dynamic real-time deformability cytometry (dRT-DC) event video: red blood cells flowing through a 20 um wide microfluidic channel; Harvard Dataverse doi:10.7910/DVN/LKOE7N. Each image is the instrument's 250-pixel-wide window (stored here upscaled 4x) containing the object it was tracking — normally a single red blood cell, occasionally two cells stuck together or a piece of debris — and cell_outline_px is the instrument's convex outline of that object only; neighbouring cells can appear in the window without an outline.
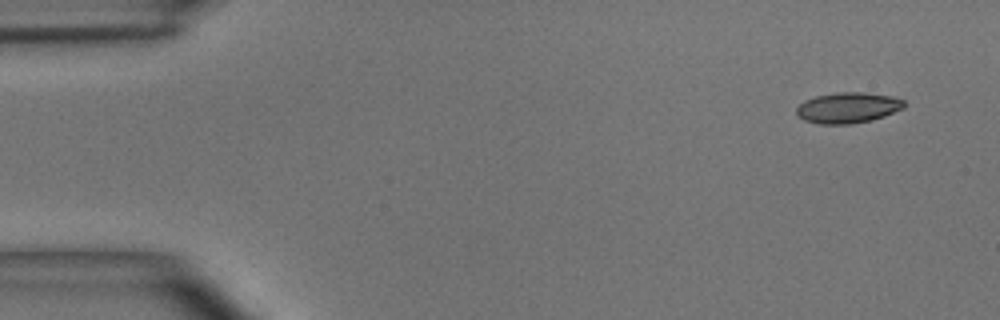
{"species": "common noctule bat (a hibernating species)", "species_latin": "Nyctalus noctula", "temperature_condition": "room temperature", "stored_images_in_passage": 4, "camera_frame_rate_fps": 3000, "um_per_image_px": 0.085, "animal": {"sex": "male", "body_mass_g": 15.6}, "frame": {"image": 1, "passage_image": 1, "time_ms": 0.0, "image_size_px": [1000, 320], "cell_outline_px": [[904, 108], [884, 116], [872, 120], [852, 124], [816, 124], [804, 120], [796, 112], [796, 108], [804, 100], [816, 96], [836, 92], [864, 92], [892, 96], [904, 100]], "centroid_in_image_um": [72.07, 9.16], "position_along_channel_um": 12.9, "area_um2": 19.36}}
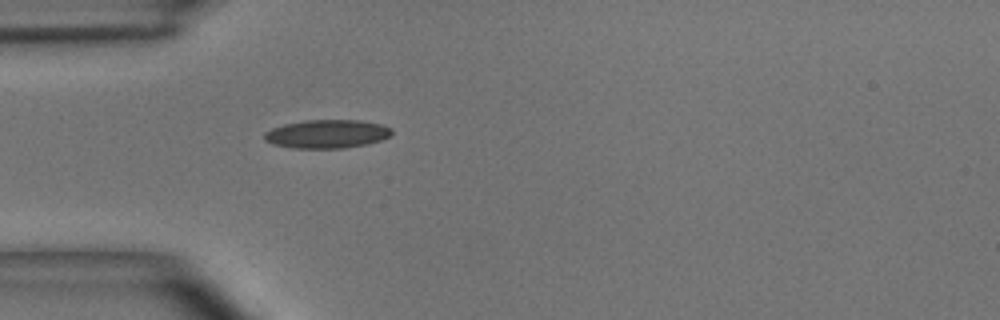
{"frame": {"image": 2, "passage_image": 4, "time_ms": 1.0, "image_size_px": [1000, 320], "cell_outline_px": [[392, 136], [368, 144], [344, 148], [296, 148], [272, 144], [264, 140], [264, 132], [272, 128], [284, 124], [308, 120], [356, 120], [380, 124], [392, 128]], "centroid_in_image_um": [27.8, 11.39], "position_along_channel_um": 57.2, "area_um2": 21.15}}